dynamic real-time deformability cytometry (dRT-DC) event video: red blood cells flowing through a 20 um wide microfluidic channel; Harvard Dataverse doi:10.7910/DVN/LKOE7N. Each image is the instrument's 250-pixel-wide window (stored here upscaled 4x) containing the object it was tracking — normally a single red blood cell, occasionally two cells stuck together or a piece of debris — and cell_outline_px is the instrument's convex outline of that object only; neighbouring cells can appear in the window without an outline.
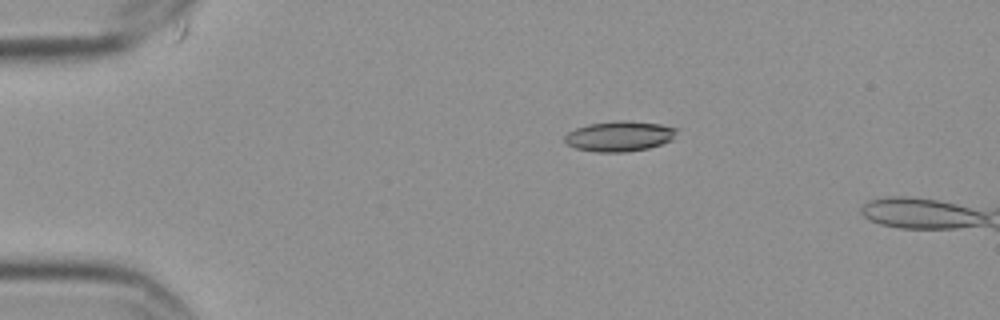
{"species": "Egyptian fruit bat (a non-hibernating species)", "species_latin": "Rousettus aegyptiacus", "temperature_condition": "cold", "stored_images_in_passage": 3, "camera_frame_rate_fps": 3000, "um_per_image_px": 0.085, "frame": {"image": 1, "passage_image": 1, "time_ms": 0.0, "image_size_px": [1000, 320], "cell_outline_px": [[676, 132], [672, 140], [648, 148], [624, 152], [596, 152], [576, 148], [568, 144], [564, 140], [564, 136], [568, 132], [576, 128], [588, 124], [620, 120], [624, 120], [660, 124], [676, 128]], "centroid_in_image_um": [52.63, 11.57], "position_along_channel_um": 32.4, "area_um2": 19.59}}